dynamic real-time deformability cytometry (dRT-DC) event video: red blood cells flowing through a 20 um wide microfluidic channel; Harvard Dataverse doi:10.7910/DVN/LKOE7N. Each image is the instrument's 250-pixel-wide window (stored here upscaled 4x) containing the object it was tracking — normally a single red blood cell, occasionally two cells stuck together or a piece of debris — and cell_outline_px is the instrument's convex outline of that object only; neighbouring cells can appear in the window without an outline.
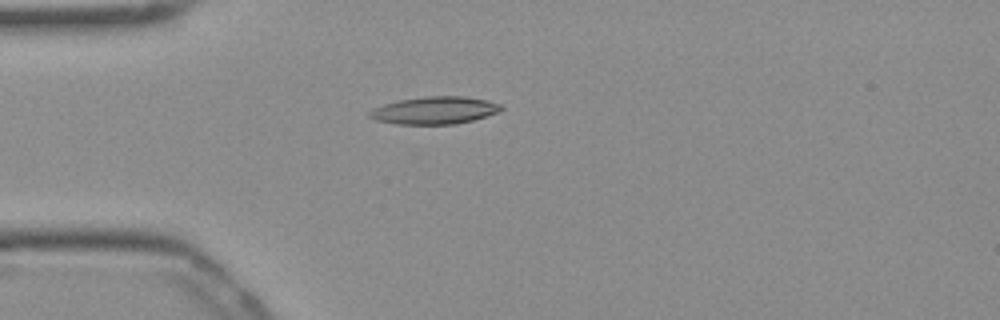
{"species": "Egyptian fruit bat (a non-hibernating species)", "species_latin": "Rousettus aegyptiacus", "temperature_condition": "cold", "stored_images_in_passage": 1, "camera_frame_rate_fps": 3000, "um_per_image_px": 0.085, "frame": {"image": 1, "passage_image": 1, "time_ms": 0.0, "image_size_px": [1000, 320], "cell_outline_px": [[504, 108], [500, 112], [472, 120], [456, 124], [396, 124], [376, 120], [368, 116], [368, 112], [372, 108], [384, 104], [400, 100], [428, 96], [464, 96], [488, 100], [500, 104]], "centroid_in_image_um": [36.95, 9.38], "position_along_channel_um": 48.0, "area_um2": 21.1}}